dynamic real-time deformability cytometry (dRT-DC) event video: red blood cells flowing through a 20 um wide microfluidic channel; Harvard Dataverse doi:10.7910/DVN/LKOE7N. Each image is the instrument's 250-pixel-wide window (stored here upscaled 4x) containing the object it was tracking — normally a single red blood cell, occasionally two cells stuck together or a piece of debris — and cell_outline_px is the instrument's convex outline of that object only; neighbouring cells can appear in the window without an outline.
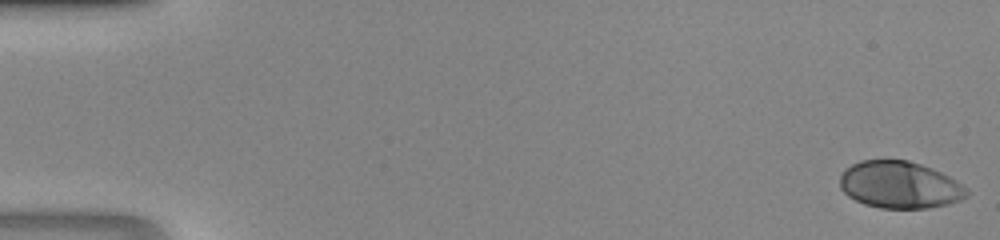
{"species": "human", "species_latin": "Homo sapiens", "temperature_condition": "room temperature", "stored_images_in_passage": 47, "camera_frame_rate_fps": 3000, "um_per_image_px": 0.085, "donor": {"sex": "male"}, "frame": {"image": 1, "passage_image": 1, "time_ms": 0.0, "image_size_px": [1000, 240], "cell_outline_px": [[968, 196], [960, 200], [948, 204], [928, 208], [880, 208], [864, 204], [848, 196], [840, 188], [840, 176], [844, 168], [860, 160], [908, 160], [932, 168], [956, 180], [968, 188]], "centroid_in_image_um": [76.47, 15.71], "position_along_channel_um": 8.5, "area_um2": 34.91}}
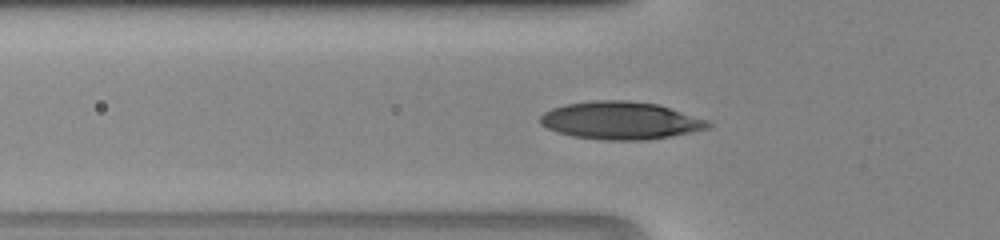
{"frame": {"image": 2, "passage_image": 17, "time_ms": 5.333, "image_size_px": [1000, 240], "cell_outline_px": [[712, 124], [708, 128], [672, 136], [644, 140], [608, 140], [572, 136], [548, 128], [540, 124], [540, 116], [544, 112], [552, 108], [568, 104], [596, 100], [628, 100], [656, 104], [708, 120]], "centroid_in_image_um": [52.74, 10.24], "position_along_channel_um": 73.1, "area_um2": 36.47}}
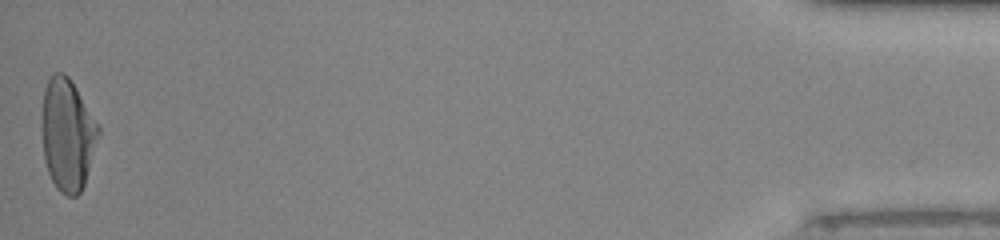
{"frame": {"image": 3, "passage_image": 47, "time_ms": 15.333, "image_size_px": [1000, 240], "cell_outline_px": [[100, 132], [84, 184], [80, 192], [76, 196], [68, 196], [60, 192], [56, 188], [48, 172], [44, 160], [40, 128], [40, 116], [44, 88], [48, 80], [56, 72], [64, 72], [68, 76], [100, 124]], "centroid_in_image_um": [5.71, 11.42], "position_along_channel_um": 429.5, "area_um2": 37.51}}